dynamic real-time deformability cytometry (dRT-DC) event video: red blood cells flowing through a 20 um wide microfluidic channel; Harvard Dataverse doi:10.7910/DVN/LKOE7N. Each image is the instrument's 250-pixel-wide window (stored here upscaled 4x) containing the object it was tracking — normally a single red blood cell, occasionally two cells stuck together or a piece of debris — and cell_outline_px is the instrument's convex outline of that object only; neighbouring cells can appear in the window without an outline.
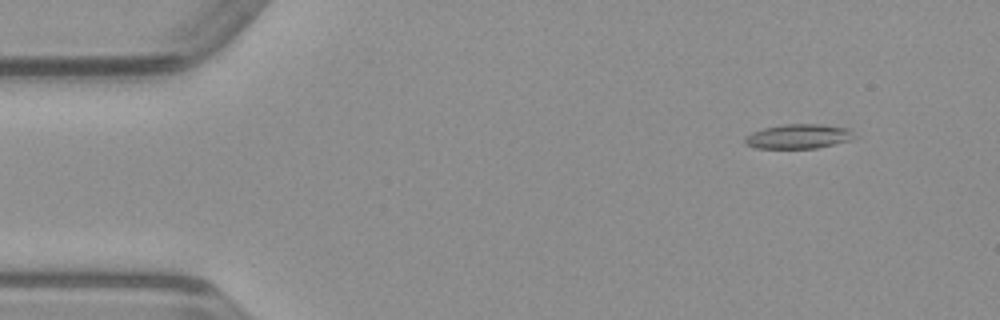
{"species": "common noctule bat (a hibernating species)", "species_latin": "Nyctalus noctula", "temperature_condition": "warm", "stored_images_in_passage": 50, "camera_frame_rate_fps": 3000, "um_per_image_px": 0.085, "animal": {"sex": "male", "body_mass_g": 23.1, "forearm_length_mm": 52.7}, "frame": {"image": 1, "passage_image": 5, "time_ms": 1.333, "image_size_px": [1000, 320], "cell_outline_px": [[860, 136], [852, 140], [816, 148], [756, 148], [744, 144], [744, 136], [752, 132], [764, 128], [784, 124], [820, 124], [852, 128]], "centroid_in_image_um": [67.95, 11.58], "position_along_channel_um": 17.0, "area_um2": 16.01}}
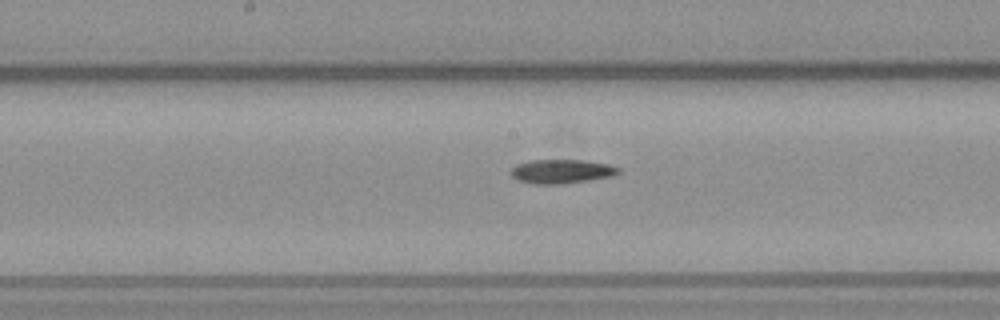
{"frame": {"image": 2, "passage_image": 25, "time_ms": 8.0, "image_size_px": [1000, 320], "cell_outline_px": [[620, 172], [612, 176], [564, 184], [532, 184], [520, 180], [512, 176], [512, 168], [516, 164], [532, 160], [580, 160], [608, 164], [620, 168]], "centroid_in_image_um": [47.74, 14.57], "position_along_channel_um": 200.5, "area_um2": 14.91}}
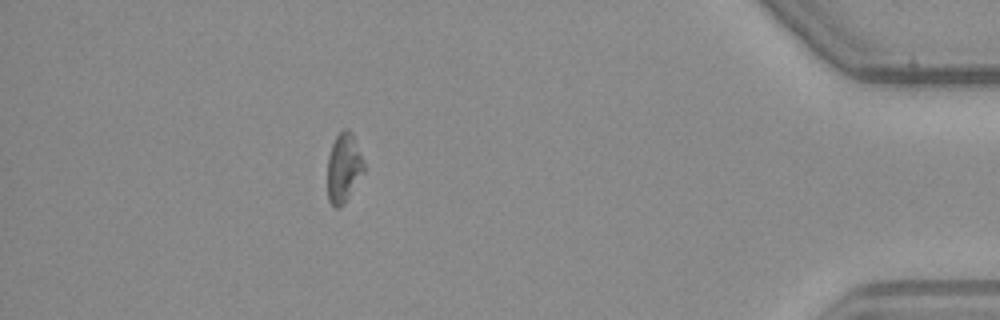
{"frame": {"image": 3, "passage_image": 44, "time_ms": 14.333, "image_size_px": [1000, 320], "cell_outline_px": [[364, 172], [344, 204], [340, 208], [336, 208], [328, 200], [328, 156], [332, 144], [336, 136], [344, 128], [348, 128], [352, 132], [364, 164]], "centroid_in_image_um": [29.21, 14.27], "position_along_channel_um": 406.0, "area_um2": 14.62}}